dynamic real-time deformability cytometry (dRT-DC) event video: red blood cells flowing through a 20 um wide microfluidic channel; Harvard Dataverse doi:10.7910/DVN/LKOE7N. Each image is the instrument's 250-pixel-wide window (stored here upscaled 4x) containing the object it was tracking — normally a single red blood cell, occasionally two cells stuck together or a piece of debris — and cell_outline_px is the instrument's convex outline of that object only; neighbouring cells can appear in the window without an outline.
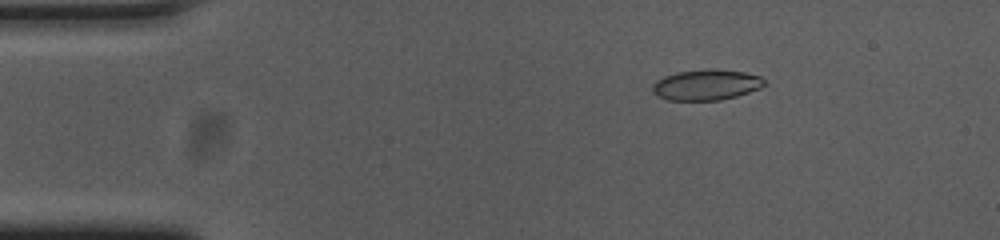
{"species": "common noctule bat (a hibernating species)", "species_latin": "Nyctalus noctula", "temperature_condition": "cold", "stored_images_in_passage": 56, "camera_frame_rate_fps": 3000, "um_per_image_px": 0.085, "animal": {"sex": "female", "body_mass_g": 23.0, "forearm_length_mm": 53.4}, "frame": {"image": 1, "passage_image": 9, "time_ms": 2.667, "image_size_px": [1000, 240], "cell_outline_px": [[764, 84], [760, 88], [736, 96], [720, 100], [668, 100], [656, 96], [652, 92], [652, 84], [656, 80], [664, 76], [676, 72], [712, 68], [744, 72], [760, 76], [764, 80]], "centroid_in_image_um": [59.99, 7.2], "position_along_channel_um": 25.0, "area_um2": 20.06}}
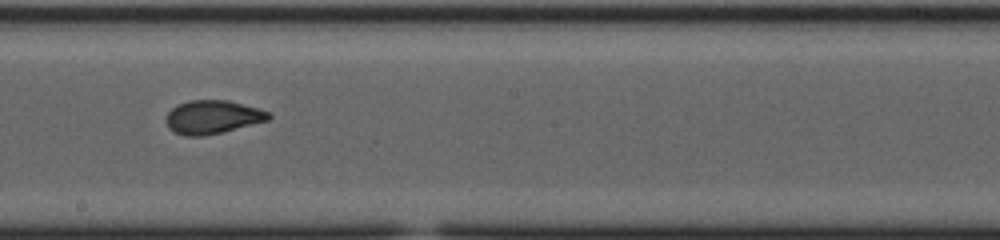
{"frame": {"image": 2, "passage_image": 31, "time_ms": 10.0, "image_size_px": [1000, 240], "cell_outline_px": [[272, 116], [268, 120], [224, 132], [204, 136], [184, 136], [168, 128], [164, 120], [164, 116], [176, 104], [188, 100], [228, 100], [260, 108], [268, 112]], "centroid_in_image_um": [18.03, 9.94], "position_along_channel_um": 230.2, "area_um2": 20.35}}
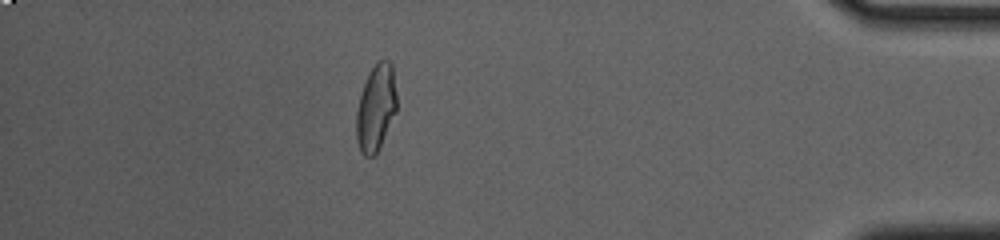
{"frame": {"image": 3, "passage_image": 49, "time_ms": 16.0, "image_size_px": [1000, 240], "cell_outline_px": [[396, 112], [376, 156], [364, 156], [360, 152], [356, 140], [356, 112], [360, 96], [368, 72], [380, 60], [388, 60], [392, 64], [396, 96]], "centroid_in_image_um": [31.94, 9.21], "position_along_channel_um": 403.3, "area_um2": 20.4}, "authors_computed_cell_mechanics": {"area_um2": 20.1433, "velocity_mm_per_s": 3.6901, "shape_relaxation_time_tau1_ms": 5.6992, "shape_relaxation_time_tau2_ms": 1.0228, "deformation_change_tau1": 0.1797, "deformation_change_tau2": 0.0416}}